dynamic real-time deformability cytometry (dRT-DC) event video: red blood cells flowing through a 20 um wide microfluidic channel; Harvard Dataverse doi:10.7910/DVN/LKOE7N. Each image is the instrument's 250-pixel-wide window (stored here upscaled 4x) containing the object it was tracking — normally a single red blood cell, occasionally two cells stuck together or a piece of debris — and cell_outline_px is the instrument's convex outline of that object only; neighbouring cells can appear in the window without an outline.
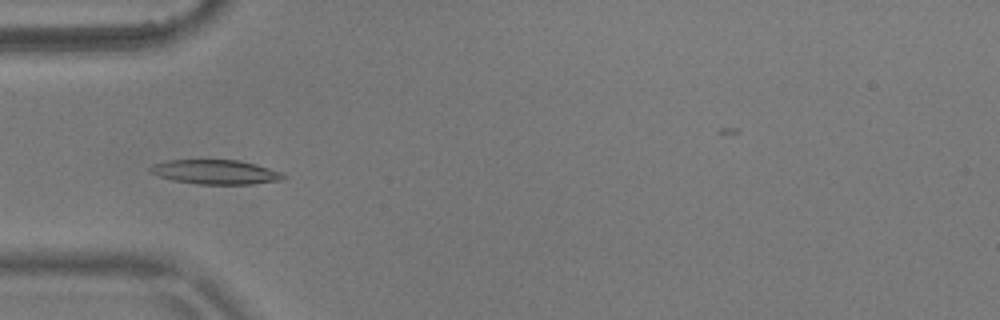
{"species": "common noctule bat (a hibernating species)", "species_latin": "Nyctalus noctula", "temperature_condition": "warm", "stored_images_in_passage": 10, "camera_frame_rate_fps": 3000, "um_per_image_px": 0.085, "animal": {"sex": "male", "body_mass_g": 17.9}, "frame": {"image": 1, "passage_image": 4, "time_ms": 1.0, "image_size_px": [1000, 320], "cell_outline_px": [[288, 176], [280, 180], [252, 184], [196, 184], [172, 180], [156, 176], [148, 172], [148, 168], [152, 164], [168, 160], [240, 160], [256, 164], [280, 172]], "centroid_in_image_um": [18.25, 14.62], "position_along_channel_um": 66.7, "area_um2": 19.07}}
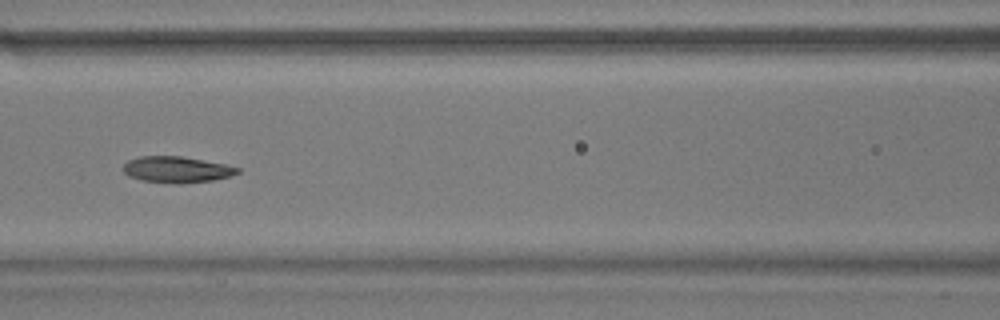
{"frame": {"image": 2, "passage_image": 6, "time_ms": 1.667, "image_size_px": [1000, 320], "cell_outline_px": [[240, 172], [228, 176], [212, 180], [180, 184], [172, 184], [140, 180], [128, 176], [124, 172], [124, 164], [128, 160], [140, 156], [180, 156], [204, 160], [224, 164], [240, 168]], "centroid_in_image_um": [14.99, 14.42], "position_along_channel_um": 151.6, "area_um2": 17.46}}
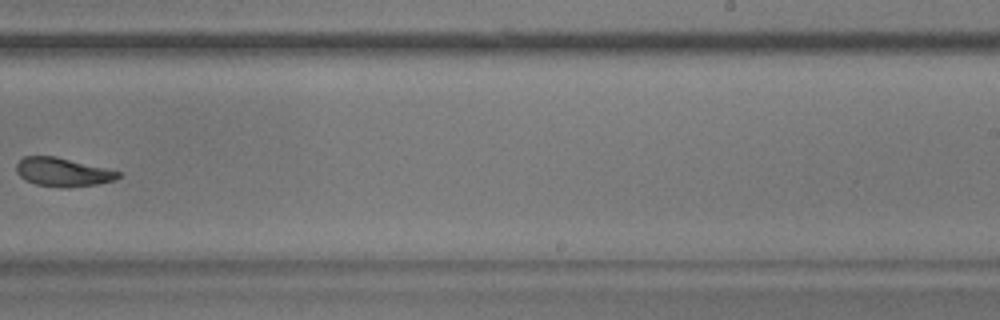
{"frame": {"image": 3, "passage_image": 9, "time_ms": 2.667, "image_size_px": [1000, 320], "cell_outline_px": [[120, 176], [116, 180], [96, 184], [68, 188], [60, 188], [36, 184], [24, 180], [16, 172], [16, 164], [24, 156], [56, 156], [120, 172]], "centroid_in_image_um": [5.3, 14.64], "position_along_channel_um": 283.7, "area_um2": 16.99}}